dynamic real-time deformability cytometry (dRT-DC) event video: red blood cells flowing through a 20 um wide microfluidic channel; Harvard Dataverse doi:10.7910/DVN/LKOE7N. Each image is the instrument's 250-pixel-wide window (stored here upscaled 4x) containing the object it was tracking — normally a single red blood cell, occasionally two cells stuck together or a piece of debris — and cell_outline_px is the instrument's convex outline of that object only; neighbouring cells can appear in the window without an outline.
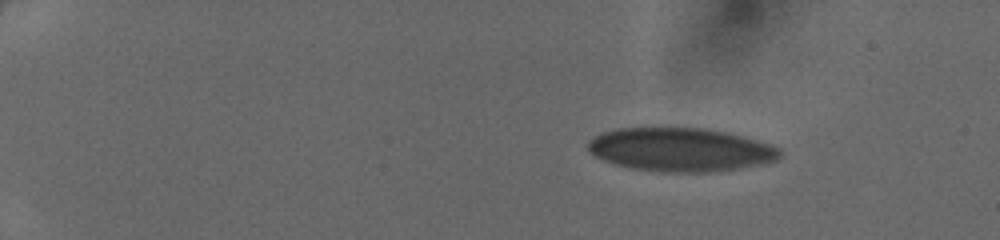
{"species": "human", "species_latin": "Homo sapiens", "temperature_condition": "cold", "stored_images_in_passage": 42, "camera_frame_rate_fps": 3000, "um_per_image_px": 0.085, "donor": {"sex": "female"}, "frame": {"image": 1, "passage_image": 1, "time_ms": 0.0, "image_size_px": [1000, 240], "cell_outline_px": [[780, 156], [776, 160], [760, 164], [740, 168], [708, 172], [660, 172], [632, 168], [616, 164], [604, 160], [588, 152], [588, 140], [600, 132], [616, 128], [708, 128], [728, 132], [744, 136], [780, 148]], "centroid_in_image_um": [57.82, 12.71], "position_along_channel_um": 27.2, "area_um2": 48.78}}
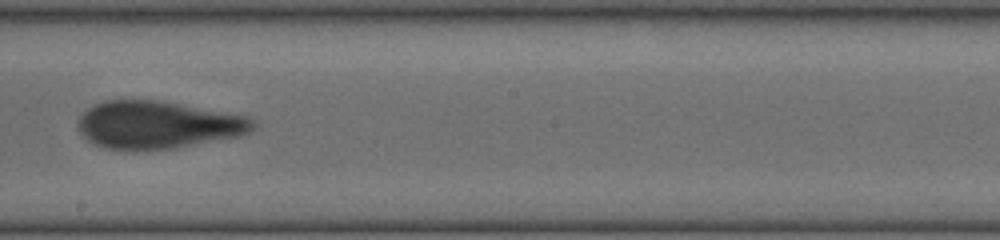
{"frame": {"image": 2, "passage_image": 24, "time_ms": 7.667, "image_size_px": [1000, 240], "cell_outline_px": [[256, 128], [240, 136], [176, 148], [132, 152], [104, 148], [88, 140], [76, 128], [76, 120], [92, 104], [104, 100], [160, 100], [248, 116], [256, 120]], "centroid_in_image_um": [13.39, 10.63], "position_along_channel_um": 234.8, "area_um2": 49.48}}
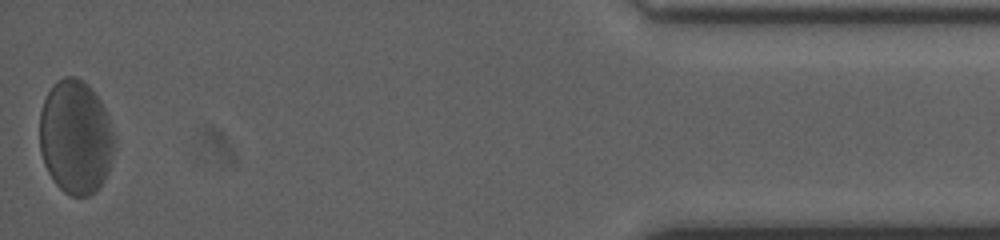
{"frame": {"image": 3, "passage_image": 42, "time_ms": 13.667, "image_size_px": [1000, 240], "cell_outline_px": [[112, 152], [108, 172], [104, 180], [88, 196], [72, 196], [64, 192], [52, 180], [44, 164], [40, 152], [40, 112], [44, 100], [52, 84], [56, 80], [64, 76], [72, 76], [84, 80], [92, 88], [100, 100], [108, 116], [112, 132]], "centroid_in_image_um": [6.39, 11.62], "position_along_channel_um": 428.8, "area_um2": 49.48}}